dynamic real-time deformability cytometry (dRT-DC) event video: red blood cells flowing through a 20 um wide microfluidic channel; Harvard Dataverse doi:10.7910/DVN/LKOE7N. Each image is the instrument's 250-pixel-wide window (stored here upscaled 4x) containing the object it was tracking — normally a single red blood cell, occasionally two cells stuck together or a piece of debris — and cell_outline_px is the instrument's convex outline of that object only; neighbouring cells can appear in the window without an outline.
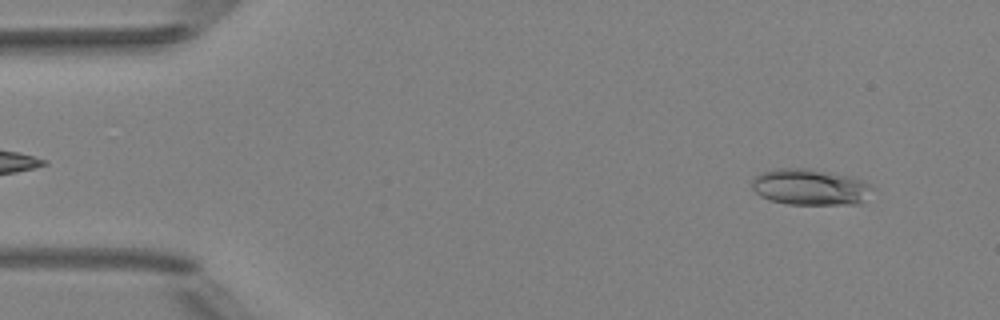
{"species": "Egyptian fruit bat (a non-hibernating species)", "species_latin": "Rousettus aegyptiacus", "temperature_condition": "room temperature", "stored_images_in_passage": 5, "segment_of_instrument_passage": [2, 2], "camera_frame_rate_fps": 3000, "um_per_image_px": 0.085, "animal": {"sex": "female"}, "frame": {"image": 1, "passage_image": 5, "time_ms": 5.667, "image_size_px": [1000, 320], "cell_outline_px": [[876, 188], [860, 204], [788, 204], [768, 200], [760, 196], [752, 188], [752, 180], [756, 176], [764, 172], [780, 168], [804, 168], [828, 172], [848, 176], [860, 180]], "centroid_in_image_um": [68.86, 15.91], "position_along_channel_um": 16.1, "area_um2": 25.2}}